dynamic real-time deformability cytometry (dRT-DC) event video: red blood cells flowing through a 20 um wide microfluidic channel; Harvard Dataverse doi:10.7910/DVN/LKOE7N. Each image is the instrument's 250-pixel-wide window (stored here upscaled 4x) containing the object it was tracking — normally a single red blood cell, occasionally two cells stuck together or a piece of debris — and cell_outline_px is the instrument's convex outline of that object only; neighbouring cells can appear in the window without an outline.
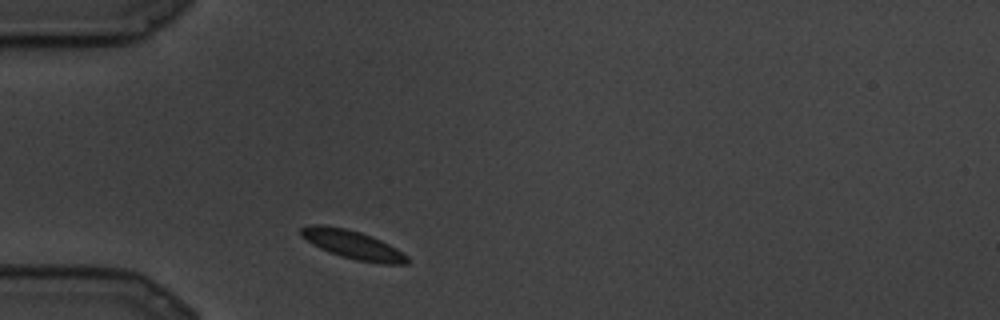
{"species": "common noctule bat (a hibernating species)", "species_latin": "Nyctalus noctula", "temperature_condition": "cold", "stored_images_in_passage": 4, "camera_frame_rate_fps": 3000, "um_per_image_px": 0.085, "animal": {"sex": "male", "body_mass_g": 19.5, "forearm_length_mm": 54.6}, "frame": {"image": 1, "passage_image": 2, "time_ms": 0.333, "image_size_px": [1000, 320], "cell_outline_px": [[412, 260], [408, 264], [380, 264], [356, 260], [320, 248], [312, 244], [300, 236], [300, 228], [312, 224], [320, 224], [344, 228], [360, 232], [372, 236], [396, 248], [408, 256]], "centroid_in_image_um": [30.01, 20.8], "position_along_channel_um": 55.0, "area_um2": 17.63}}